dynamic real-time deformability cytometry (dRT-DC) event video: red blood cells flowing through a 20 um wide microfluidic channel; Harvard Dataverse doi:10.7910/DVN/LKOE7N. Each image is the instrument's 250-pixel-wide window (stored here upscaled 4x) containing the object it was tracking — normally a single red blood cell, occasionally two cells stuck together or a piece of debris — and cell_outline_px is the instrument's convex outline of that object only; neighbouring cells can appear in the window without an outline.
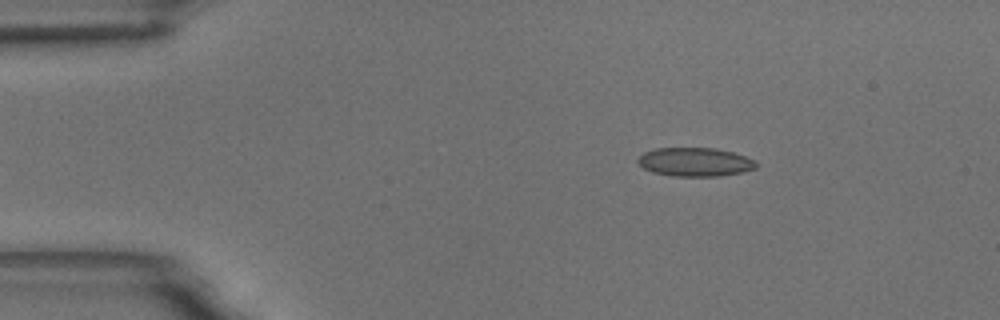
{"species": "common noctule bat (a hibernating species)", "species_latin": "Nyctalus noctula", "temperature_condition": "room temperature", "stored_images_in_passage": 29, "camera_frame_rate_fps": 3000, "um_per_image_px": 0.085, "animal": {"sex": "male", "body_mass_g": 18.8}, "frame": {"image": 1, "passage_image": 2, "time_ms": 0.333, "image_size_px": [1000, 320], "cell_outline_px": [[756, 168], [740, 172], [720, 176], [672, 176], [652, 172], [644, 168], [636, 160], [644, 152], [656, 148], [716, 148], [732, 152], [756, 160]], "centroid_in_image_um": [59.06, 13.77], "position_along_channel_um": 25.9, "area_um2": 19.71}}
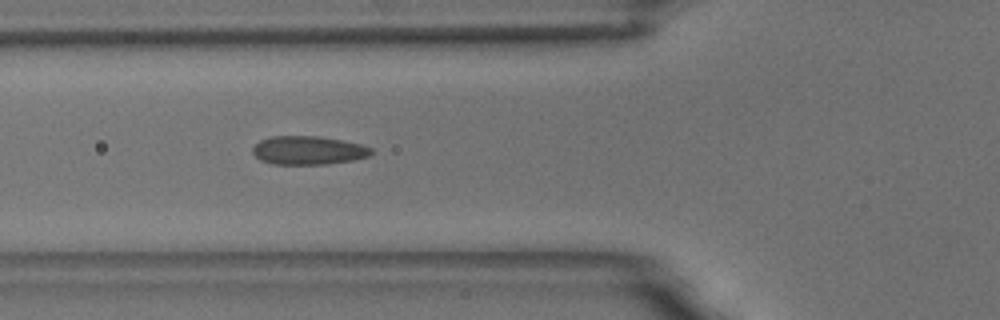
{"frame": {"image": 2, "passage_image": 14, "time_ms": 4.333, "image_size_px": [1000, 320], "cell_outline_px": [[372, 152], [368, 156], [352, 160], [324, 164], [272, 164], [260, 160], [252, 152], [252, 148], [260, 140], [272, 136], [320, 136], [344, 140], [360, 144], [372, 148]], "centroid_in_image_um": [26.18, 12.77], "position_along_channel_um": 99.6, "area_um2": 19.71}}
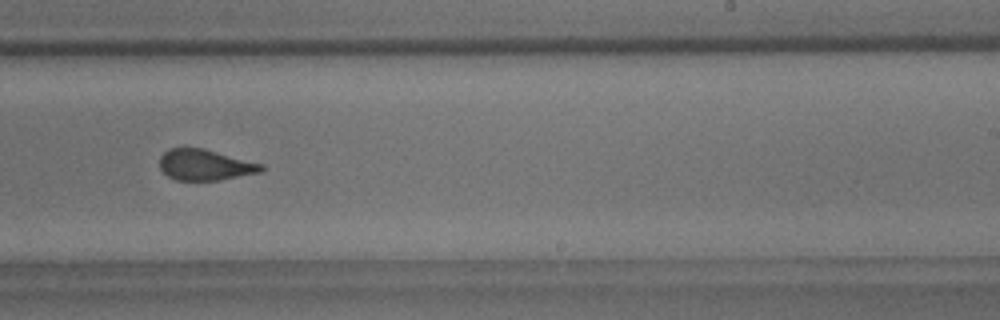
{"frame": {"image": 3, "passage_image": 29, "time_ms": 9.333, "image_size_px": [1000, 320], "cell_outline_px": [[264, 168], [260, 172], [220, 180], [176, 180], [168, 176], [160, 168], [160, 156], [168, 148], [204, 148], [264, 164]], "centroid_in_image_um": [17.43, 14.01], "position_along_channel_um": 271.6, "area_um2": 18.32}}